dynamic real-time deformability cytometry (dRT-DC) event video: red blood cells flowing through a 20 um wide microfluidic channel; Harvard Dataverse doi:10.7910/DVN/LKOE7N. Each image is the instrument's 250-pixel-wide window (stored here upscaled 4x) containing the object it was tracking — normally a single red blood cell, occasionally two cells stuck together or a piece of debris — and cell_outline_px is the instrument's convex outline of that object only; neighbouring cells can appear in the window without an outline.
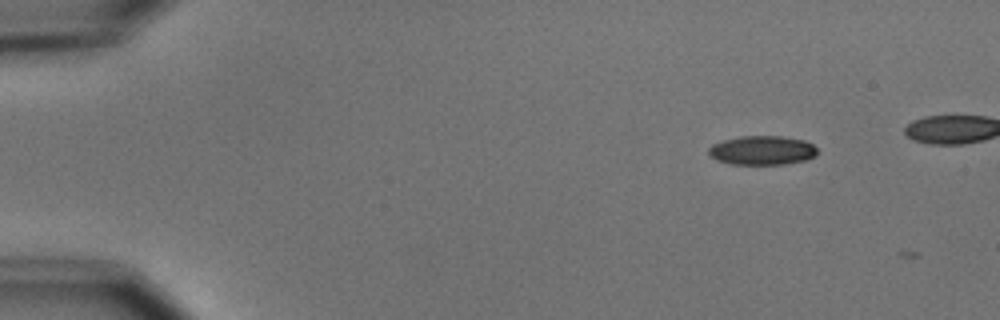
{"species": "common noctule bat (a hibernating species)", "species_latin": "Nyctalus noctula", "temperature_condition": "cold", "stored_images_in_passage": 4, "camera_frame_rate_fps": 3000, "um_per_image_px": 0.085, "animal": {"sex": "male", "body_mass_g": 15.6}, "frame": {"image": 1, "passage_image": 1, "time_ms": 0.0, "image_size_px": [1000, 320], "cell_outline_px": [[816, 156], [804, 160], [784, 164], [732, 164], [716, 160], [708, 152], [708, 148], [712, 144], [724, 140], [740, 136], [780, 136], [804, 140], [812, 144], [816, 148]], "centroid_in_image_um": [64.77, 12.77], "position_along_channel_um": 20.2, "area_um2": 18.32}}